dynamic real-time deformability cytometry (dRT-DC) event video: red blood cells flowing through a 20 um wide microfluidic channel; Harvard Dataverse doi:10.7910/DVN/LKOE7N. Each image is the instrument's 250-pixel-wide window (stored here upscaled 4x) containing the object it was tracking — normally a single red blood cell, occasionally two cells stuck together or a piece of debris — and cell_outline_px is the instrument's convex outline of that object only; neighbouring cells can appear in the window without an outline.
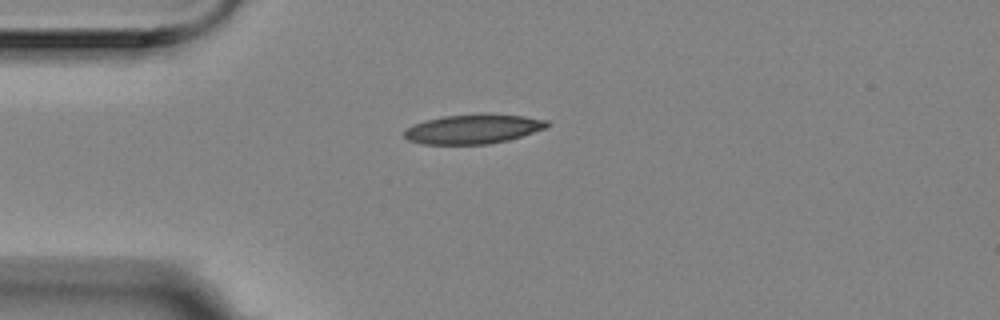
{"species": "Egyptian fruit bat (a non-hibernating species)", "species_latin": "Rousettus aegyptiacus", "temperature_condition": "room temperature", "stored_images_in_passage": 5, "camera_frame_rate_fps": 3000, "um_per_image_px": 0.085, "animal": {"sex": "female"}, "frame": {"image": 1, "passage_image": 1, "time_ms": 0.0, "image_size_px": [1000, 320], "cell_outline_px": [[552, 124], [548, 128], [508, 140], [488, 144], [424, 144], [408, 140], [404, 136], [404, 132], [408, 128], [416, 124], [428, 120], [444, 116], [484, 112], [524, 116], [548, 120]], "centroid_in_image_um": [40.31, 10.95], "position_along_channel_um": 44.7, "area_um2": 24.74}}
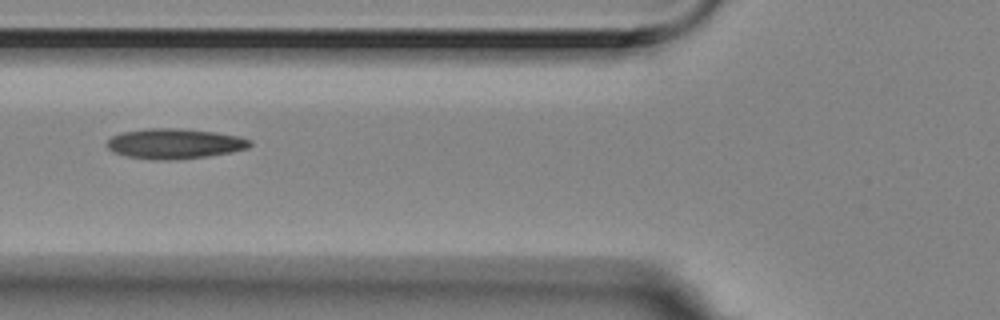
{"frame": {"image": 2, "passage_image": 3, "time_ms": 0.667, "image_size_px": [1000, 320], "cell_outline_px": [[252, 144], [248, 148], [232, 152], [208, 156], [176, 160], [156, 160], [128, 156], [116, 152], [108, 148], [108, 140], [112, 136], [120, 132], [148, 128], [180, 128], [216, 132], [240, 136], [252, 140]], "centroid_in_image_um": [14.89, 12.2], "position_along_channel_um": 110.9, "area_um2": 25.26}}
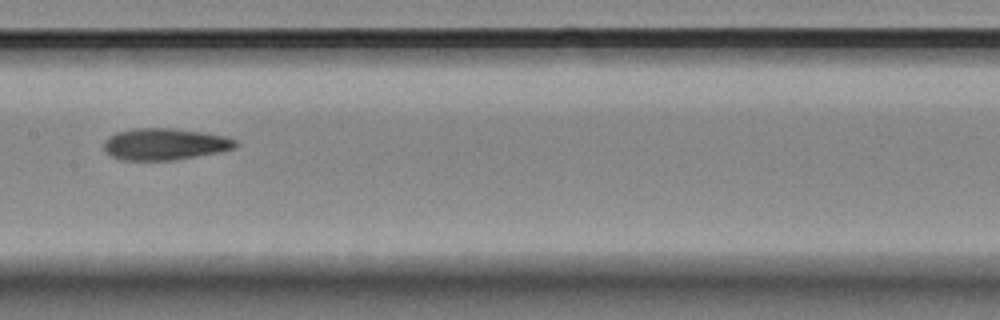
{"frame": {"image": 3, "passage_image": 5, "time_ms": 1.333, "image_size_px": [1000, 320], "cell_outline_px": [[240, 144], [236, 148], [220, 152], [176, 160], [120, 160], [112, 156], [104, 148], [104, 140], [108, 136], [116, 132], [132, 128], [172, 128], [204, 132], [224, 136], [236, 140]], "centroid_in_image_um": [14.03, 12.25], "position_along_channel_um": 193.4, "area_um2": 24.57}}